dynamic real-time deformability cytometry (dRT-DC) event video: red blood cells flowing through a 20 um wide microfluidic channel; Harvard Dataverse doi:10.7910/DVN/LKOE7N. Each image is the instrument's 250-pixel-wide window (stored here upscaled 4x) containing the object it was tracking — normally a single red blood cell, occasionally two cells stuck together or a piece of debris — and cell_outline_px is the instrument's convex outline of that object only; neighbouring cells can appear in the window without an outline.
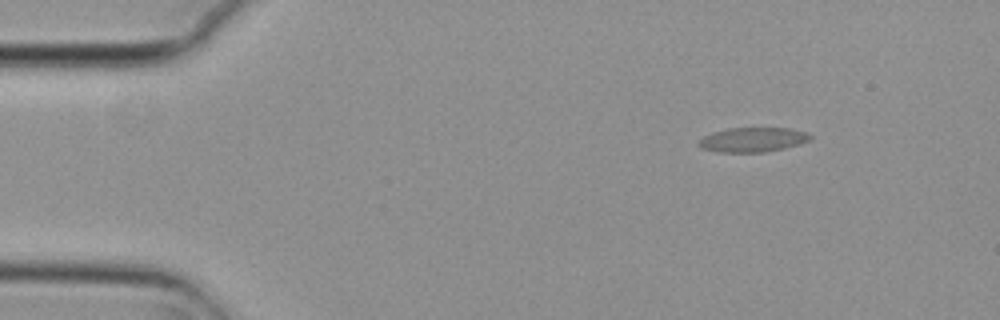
{"species": "common noctule bat (a hibernating species)", "species_latin": "Nyctalus noctula", "temperature_condition": "cold", "stored_images_in_passage": 3, "camera_frame_rate_fps": 3000, "um_per_image_px": 0.085, "animal": {"sex": "female", "body_mass_g": 29.2, "forearm_length_mm": 56.3}, "frame": {"image": 1, "passage_image": 1, "time_ms": 0.0, "image_size_px": [1000, 320], "cell_outline_px": [[812, 136], [808, 140], [800, 144], [784, 148], [764, 152], [720, 152], [700, 148], [696, 144], [704, 136], [712, 132], [728, 128], [788, 128], [808, 132]], "centroid_in_image_um": [63.97, 11.87], "position_along_channel_um": 21.0, "area_um2": 15.95}}